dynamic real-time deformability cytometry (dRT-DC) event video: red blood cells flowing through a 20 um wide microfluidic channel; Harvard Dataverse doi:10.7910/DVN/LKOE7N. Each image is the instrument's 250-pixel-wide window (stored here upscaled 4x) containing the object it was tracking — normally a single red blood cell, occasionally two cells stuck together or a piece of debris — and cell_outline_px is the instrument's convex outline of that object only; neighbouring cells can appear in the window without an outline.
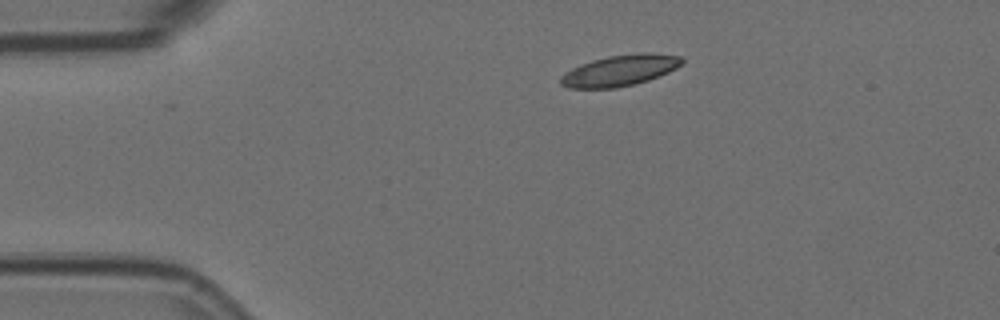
{"species": "Egyptian fruit bat (a non-hibernating species)", "species_latin": "Rousettus aegyptiacus", "temperature_condition": "room temperature", "stored_images_in_passage": 5, "camera_frame_rate_fps": 3000, "um_per_image_px": 0.085, "animal": {"sex": "female"}, "frame": {"image": 1, "passage_image": 1, "time_ms": 0.0, "image_size_px": [1000, 320], "cell_outline_px": [[684, 60], [676, 68], [668, 72], [648, 80], [616, 88], [568, 88], [560, 84], [560, 76], [564, 72], [580, 64], [592, 60], [608, 56], [640, 52], [648, 52], [680, 56]], "centroid_in_image_um": [52.65, 5.98], "position_along_channel_um": 32.3, "area_um2": 21.91}}
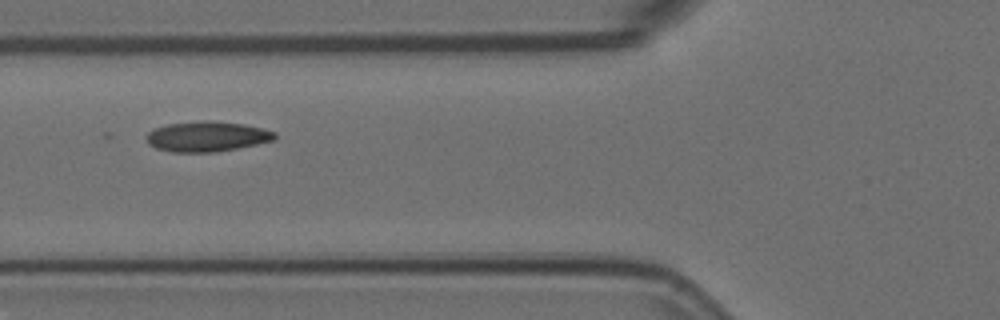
{"frame": {"image": 2, "passage_image": 4, "time_ms": 1.0, "image_size_px": [1000, 320], "cell_outline_px": [[276, 140], [216, 152], [172, 152], [156, 148], [148, 144], [144, 136], [152, 128], [168, 124], [204, 120], [212, 120], [244, 124], [264, 128], [276, 132]], "centroid_in_image_um": [17.58, 11.59], "position_along_channel_um": 108.2, "area_um2": 22.89}}
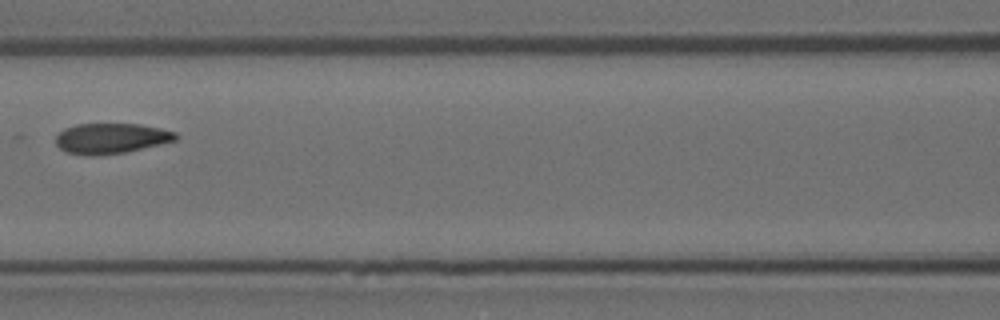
{"frame": {"image": 3, "passage_image": 5, "time_ms": 1.333, "image_size_px": [1000, 320], "cell_outline_px": [[180, 136], [176, 140], [160, 144], [124, 152], [92, 156], [88, 156], [64, 152], [56, 144], [56, 136], [64, 128], [76, 124], [140, 124], [160, 128], [176, 132]], "centroid_in_image_um": [9.43, 11.76], "position_along_channel_um": 157.2, "area_um2": 21.27}}